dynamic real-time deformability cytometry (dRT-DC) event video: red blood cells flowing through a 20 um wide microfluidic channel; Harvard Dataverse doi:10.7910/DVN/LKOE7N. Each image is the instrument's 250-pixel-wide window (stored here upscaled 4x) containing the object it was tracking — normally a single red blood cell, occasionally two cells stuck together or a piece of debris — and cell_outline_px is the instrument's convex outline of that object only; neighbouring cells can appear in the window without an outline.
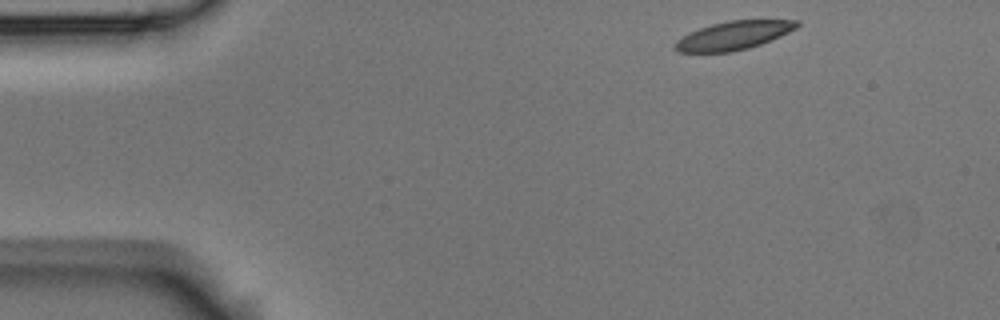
{"species": "Egyptian fruit bat (a non-hibernating species)", "species_latin": "Rousettus aegyptiacus", "temperature_condition": "room temperature", "stored_images_in_passage": 5, "camera_frame_rate_fps": 3000, "um_per_image_px": 0.085, "animal": {"sex": "male"}, "frame": {"image": 1, "passage_image": 1, "time_ms": 0.0, "image_size_px": [1000, 320], "cell_outline_px": [[800, 24], [796, 28], [780, 36], [760, 44], [748, 48], [732, 52], [676, 52], [676, 40], [688, 32], [712, 24], [728, 20], [800, 20]], "centroid_in_image_um": [62.35, 3.01], "position_along_channel_um": 22.7, "area_um2": 20.11}}
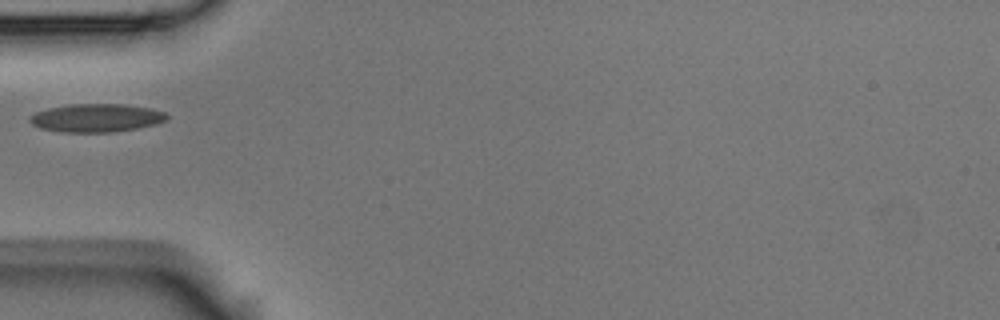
{"frame": {"image": 2, "passage_image": 4, "time_ms": 1.0, "image_size_px": [1000, 320], "cell_outline_px": [[168, 120], [156, 124], [136, 128], [112, 132], [60, 132], [40, 128], [32, 124], [28, 120], [28, 116], [36, 112], [48, 108], [72, 104], [124, 104], [152, 108], [164, 112], [168, 116]], "centroid_in_image_um": [8.18, 10.02], "position_along_channel_um": 76.8, "area_um2": 22.66}}
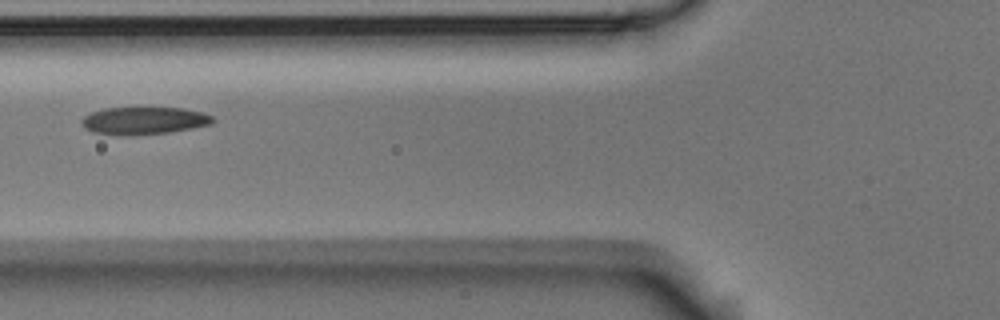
{"frame": {"image": 3, "passage_image": 5, "time_ms": 1.333, "image_size_px": [1000, 320], "cell_outline_px": [[216, 120], [212, 124], [172, 132], [128, 136], [92, 132], [84, 128], [80, 124], [80, 120], [84, 116], [92, 112], [104, 108], [136, 104], [184, 108], [204, 112], [212, 116]], "centroid_in_image_um": [12.23, 10.2], "position_along_channel_um": 113.6, "area_um2": 22.43}}